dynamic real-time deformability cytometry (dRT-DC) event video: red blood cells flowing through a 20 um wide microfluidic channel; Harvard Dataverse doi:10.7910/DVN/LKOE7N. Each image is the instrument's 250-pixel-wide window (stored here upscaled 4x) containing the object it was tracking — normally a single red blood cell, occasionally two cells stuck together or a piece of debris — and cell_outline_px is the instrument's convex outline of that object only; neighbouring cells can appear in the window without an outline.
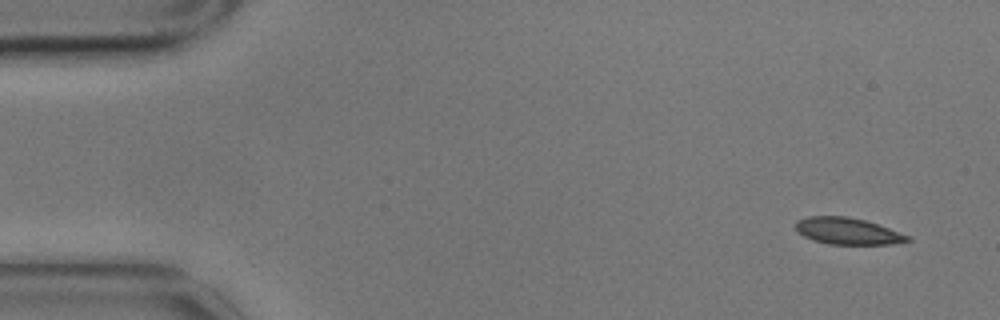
{"species": "common noctule bat (a hibernating species)", "species_latin": "Nyctalus noctula", "temperature_condition": "cold", "stored_images_in_passage": 9, "camera_frame_rate_fps": 3000, "um_per_image_px": 0.085, "animal": {"sex": "male", "body_mass_g": 17.9}, "frame": {"image": 1, "passage_image": 1, "time_ms": 0.0, "image_size_px": [1000, 320], "cell_outline_px": [[912, 240], [892, 244], [828, 244], [812, 240], [796, 232], [796, 220], [808, 216], [848, 216], [864, 220], [912, 236]], "centroid_in_image_um": [72.03, 19.64], "position_along_channel_um": 13.0, "area_um2": 17.46}}
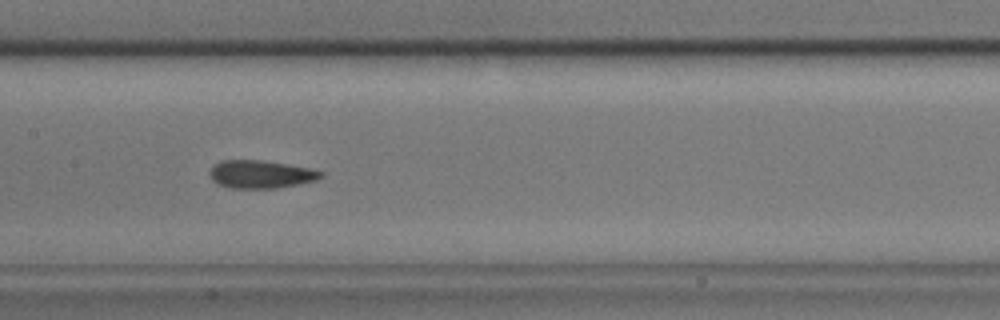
{"frame": {"image": 2, "passage_image": 8, "time_ms": 2.333, "image_size_px": [1000, 320], "cell_outline_px": [[324, 176], [316, 180], [276, 188], [232, 188], [220, 184], [212, 180], [208, 172], [220, 160], [264, 160], [308, 168], [324, 172]], "centroid_in_image_um": [22.16, 14.8], "position_along_channel_um": 185.2, "area_um2": 17.92}}